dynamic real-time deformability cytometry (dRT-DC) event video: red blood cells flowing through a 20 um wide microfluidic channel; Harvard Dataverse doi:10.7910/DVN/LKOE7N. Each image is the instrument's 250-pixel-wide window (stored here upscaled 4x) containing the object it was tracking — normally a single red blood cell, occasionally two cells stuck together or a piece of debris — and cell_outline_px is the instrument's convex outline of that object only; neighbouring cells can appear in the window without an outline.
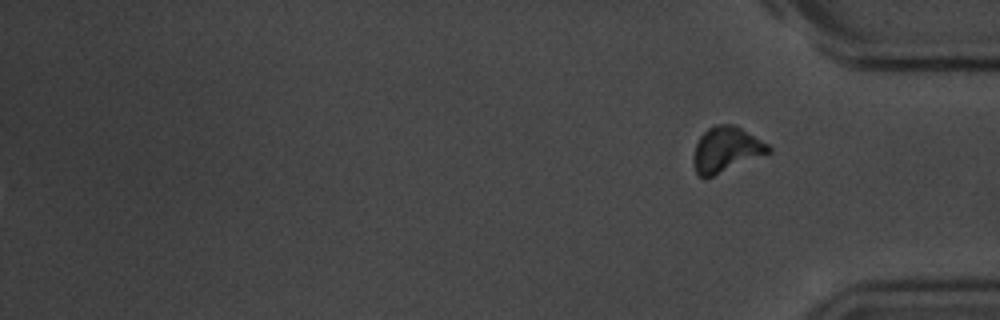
{"species": "common noctule bat (a hibernating species)", "species_latin": "Nyctalus noctula", "temperature_condition": "room temperature", "stored_images_in_passage": 16, "segment_of_instrument_passage": [2, 2], "camera_frame_rate_fps": 3000, "um_per_image_px": 0.085, "animal": {"sex": "male", "body_mass_g": 20.1, "forearm_length_mm": 53.5}, "frame": {"image": 1, "passage_image": 16, "time_ms": 19.0, "image_size_px": [1000, 320], "cell_outline_px": [[772, 152], [704, 180], [696, 172], [692, 164], [692, 156], [696, 144], [700, 136], [708, 128], [716, 124], [736, 124], [768, 144], [772, 148]], "centroid_in_image_um": [61.71, 12.72], "position_along_channel_um": 373.5, "area_um2": 20.17}}